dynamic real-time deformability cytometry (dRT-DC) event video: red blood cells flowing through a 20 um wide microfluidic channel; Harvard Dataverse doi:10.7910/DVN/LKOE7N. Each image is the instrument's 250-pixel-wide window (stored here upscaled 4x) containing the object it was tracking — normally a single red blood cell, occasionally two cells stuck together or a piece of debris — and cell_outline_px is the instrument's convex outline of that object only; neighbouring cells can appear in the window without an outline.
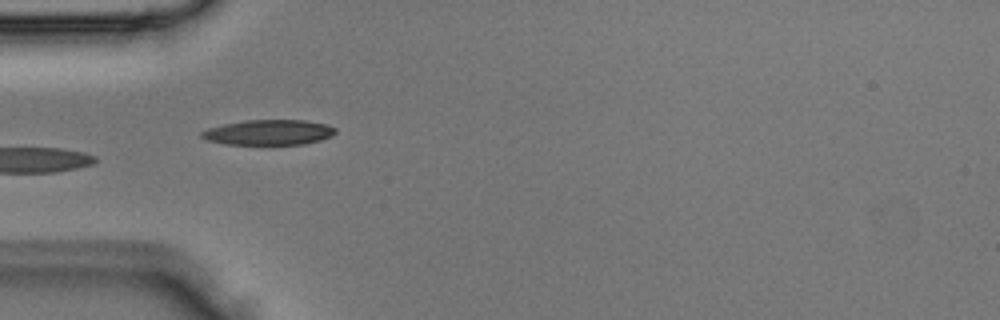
{"species": "Egyptian fruit bat (a non-hibernating species)", "species_latin": "Rousettus aegyptiacus", "temperature_condition": "room temperature", "stored_images_in_passage": 3, "camera_frame_rate_fps": 3000, "um_per_image_px": 0.085, "animal": {"sex": "male"}, "frame": {"image": 1, "passage_image": 3, "time_ms": 0.667, "image_size_px": [1000, 320], "cell_outline_px": [[336, 132], [332, 136], [320, 140], [304, 144], [228, 144], [208, 140], [200, 136], [200, 132], [208, 128], [224, 124], [244, 120], [304, 120], [328, 124], [336, 128]], "centroid_in_image_um": [22.87, 11.24], "position_along_channel_um": 62.1, "area_um2": 19.65}}